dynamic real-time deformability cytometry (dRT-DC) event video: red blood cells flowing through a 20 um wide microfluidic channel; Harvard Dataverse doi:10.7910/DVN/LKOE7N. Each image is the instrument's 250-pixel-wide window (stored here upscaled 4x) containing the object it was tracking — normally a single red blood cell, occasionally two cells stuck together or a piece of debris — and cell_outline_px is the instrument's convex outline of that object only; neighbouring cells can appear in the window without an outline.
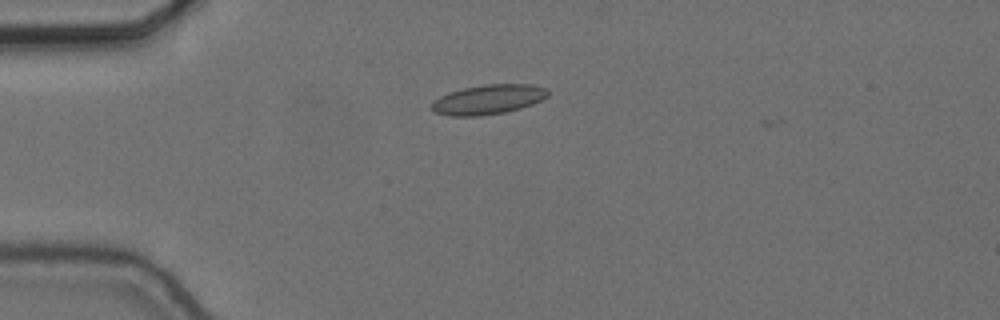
{"species": "common noctule bat (a hibernating species)", "species_latin": "Nyctalus noctula", "temperature_condition": "cold", "stored_images_in_passage": 3, "camera_frame_rate_fps": 3000, "um_per_image_px": 0.085, "animal": {"sex": "female", "body_mass_g": 24.6, "forearm_length_mm": 56.2}, "frame": {"image": 1, "passage_image": 2, "time_ms": 0.333, "image_size_px": [1000, 320], "cell_outline_px": [[548, 96], [532, 104], [520, 108], [504, 112], [480, 116], [452, 116], [436, 112], [432, 108], [432, 100], [448, 92], [464, 88], [484, 84], [528, 84], [548, 88]], "centroid_in_image_um": [41.49, 8.45], "position_along_channel_um": 43.5, "area_um2": 20.0}}